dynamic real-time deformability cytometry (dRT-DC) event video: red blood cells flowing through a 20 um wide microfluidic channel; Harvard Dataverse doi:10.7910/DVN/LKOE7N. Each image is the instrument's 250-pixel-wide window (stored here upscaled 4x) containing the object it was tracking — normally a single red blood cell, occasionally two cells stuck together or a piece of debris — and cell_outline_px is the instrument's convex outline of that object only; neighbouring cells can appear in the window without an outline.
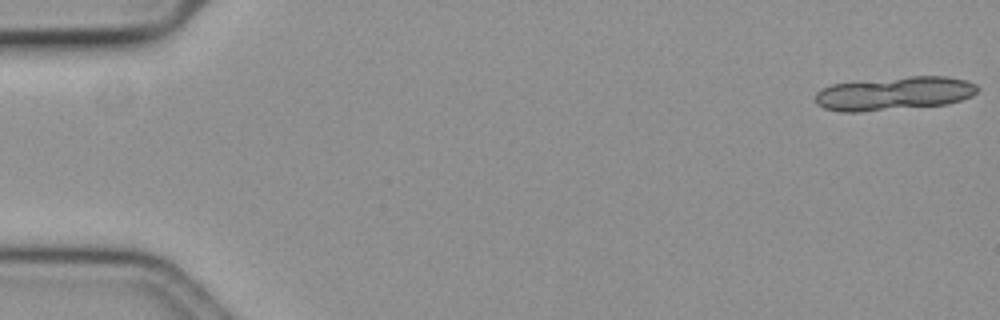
{"species": "common noctule bat (a hibernating species)", "species_latin": "Nyctalus noctula", "temperature_condition": "cold", "stored_images_in_passage": 20, "camera_frame_rate_fps": 3000, "um_per_image_px": 0.085, "animal": {"sex": "female", "body_mass_g": 19.3, "forearm_length_mm": 54.1}, "frame": {"image": 1, "passage_image": 1, "time_ms": 0.0, "image_size_px": [1000, 320], "cell_outline_px": [[980, 88], [972, 96], [948, 104], [860, 112], [840, 112], [824, 108], [816, 104], [816, 92], [832, 84], [908, 76], [948, 76], [964, 80], [976, 84]], "centroid_in_image_um": [76.03, 7.95], "position_along_channel_um": 9.0, "area_um2": 31.67}}